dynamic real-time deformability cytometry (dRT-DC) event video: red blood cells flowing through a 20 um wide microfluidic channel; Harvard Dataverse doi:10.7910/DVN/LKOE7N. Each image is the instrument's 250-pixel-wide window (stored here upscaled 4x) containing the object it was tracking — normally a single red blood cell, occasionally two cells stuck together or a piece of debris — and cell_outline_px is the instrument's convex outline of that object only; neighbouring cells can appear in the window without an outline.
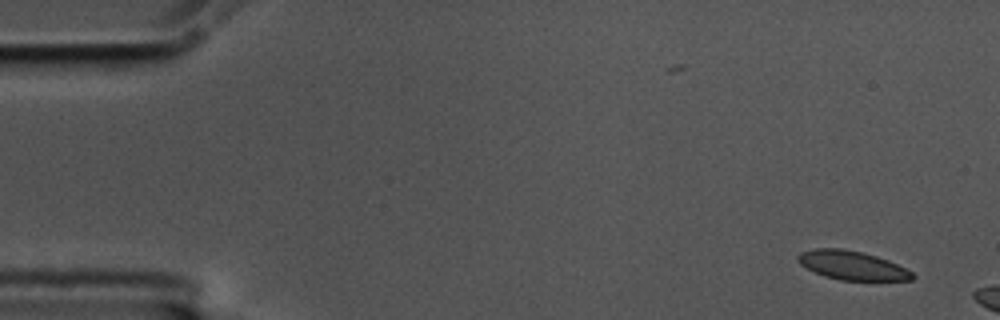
{"species": "common noctule bat (a hibernating species)", "species_latin": "Nyctalus noctula", "temperature_condition": "cold", "stored_images_in_passage": 7, "camera_frame_rate_fps": 3000, "um_per_image_px": 0.085, "animal": {"sex": "male", "body_mass_g": 17.5, "forearm_length_mm": 52.3}, "frame": {"image": 1, "passage_image": 1, "time_ms": 0.0, "image_size_px": [1000, 320], "cell_outline_px": [[916, 276], [912, 280], [840, 280], [824, 276], [800, 264], [796, 256], [800, 252], [816, 248], [844, 248], [876, 256], [888, 260], [912, 272]], "centroid_in_image_um": [72.41, 22.55], "position_along_channel_um": 12.6, "area_um2": 19.07}}